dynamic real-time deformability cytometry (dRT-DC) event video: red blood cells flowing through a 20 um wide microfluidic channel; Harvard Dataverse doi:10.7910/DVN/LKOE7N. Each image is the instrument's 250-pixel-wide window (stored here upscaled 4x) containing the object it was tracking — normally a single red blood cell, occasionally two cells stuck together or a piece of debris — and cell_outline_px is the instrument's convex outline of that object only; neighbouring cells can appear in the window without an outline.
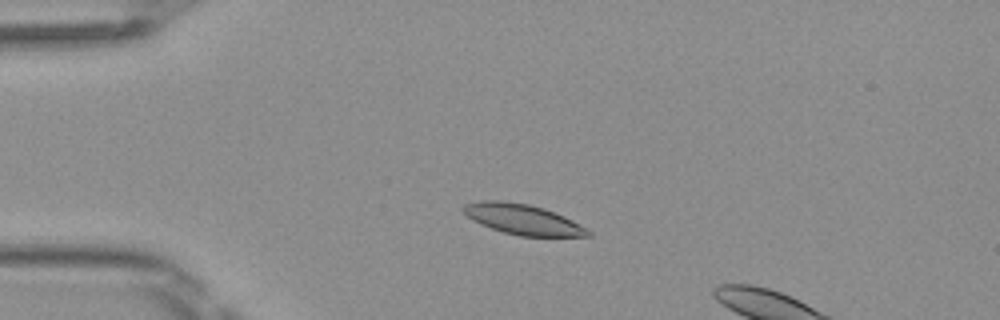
{"species": "Egyptian fruit bat (a non-hibernating species)", "species_latin": "Rousettus aegyptiacus", "temperature_condition": "room temperature", "stored_images_in_passage": 12, "camera_frame_rate_fps": 3000, "um_per_image_px": 0.085, "frame": {"image": 1, "passage_image": 9, "time_ms": 2.667, "image_size_px": [1000, 320], "cell_outline_px": [[592, 236], [520, 236], [504, 232], [480, 224], [472, 220], [460, 208], [464, 204], [480, 200], [504, 200], [528, 204], [544, 208], [564, 216], [588, 228], [592, 232]], "centroid_in_image_um": [44.43, 18.63], "position_along_channel_um": 40.6, "area_um2": 22.14}}